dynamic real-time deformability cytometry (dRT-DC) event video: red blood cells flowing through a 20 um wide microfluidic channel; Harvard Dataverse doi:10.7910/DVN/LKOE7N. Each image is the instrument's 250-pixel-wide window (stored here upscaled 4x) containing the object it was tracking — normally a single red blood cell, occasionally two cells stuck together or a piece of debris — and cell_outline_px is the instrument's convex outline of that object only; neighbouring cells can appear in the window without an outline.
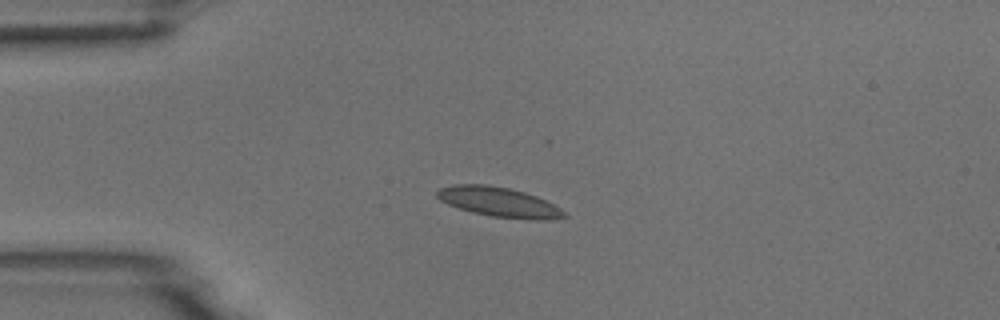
{"species": "common noctule bat (a hibernating species)", "species_latin": "Nyctalus noctula", "temperature_condition": "room temperature", "stored_images_in_passage": 11, "camera_frame_rate_fps": 3000, "um_per_image_px": 0.085, "animal": {"sex": "male", "body_mass_g": 18.8}, "frame": {"image": 1, "passage_image": 4, "time_ms": 1.0, "image_size_px": [1000, 320], "cell_outline_px": [[568, 216], [552, 220], [528, 220], [492, 216], [472, 212], [448, 204], [440, 200], [436, 196], [436, 192], [440, 188], [452, 184], [488, 184], [508, 188], [524, 192], [536, 196], [560, 208]], "centroid_in_image_um": [42.41, 17.18], "position_along_channel_um": 42.6, "area_um2": 22.02}}
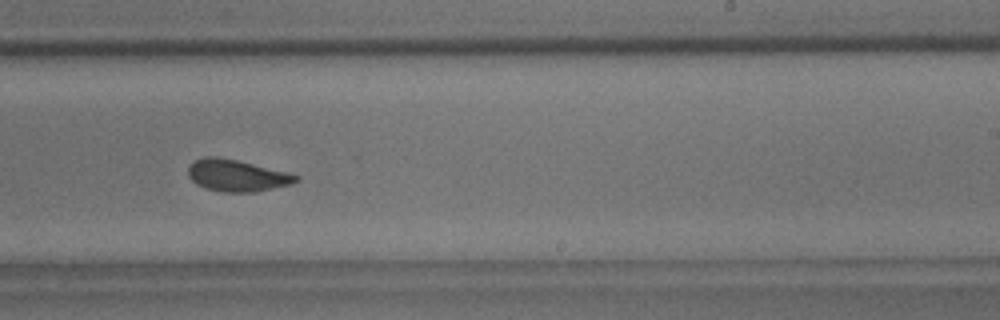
{"frame": {"image": 2, "passage_image": 10, "time_ms": 3.0, "image_size_px": [1000, 320], "cell_outline_px": [[300, 180], [292, 184], [256, 192], [220, 192], [204, 188], [196, 184], [188, 176], [188, 168], [192, 160], [204, 156], [216, 156], [236, 160], [288, 172], [300, 176]], "centroid_in_image_um": [20.12, 14.92], "position_along_channel_um": 268.9, "area_um2": 20.23}}
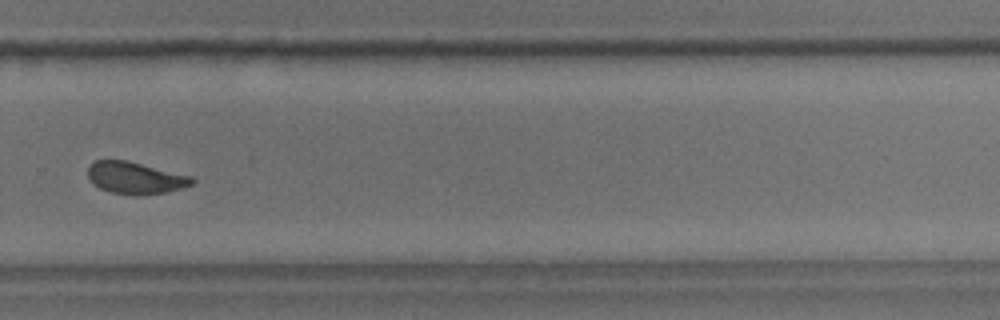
{"frame": {"image": 3, "passage_image": 11, "time_ms": 3.333, "image_size_px": [1000, 320], "cell_outline_px": [[196, 180], [192, 184], [168, 192], [136, 196], [112, 192], [100, 188], [92, 184], [88, 176], [88, 164], [96, 160], [128, 160], [192, 176]], "centroid_in_image_um": [11.49, 15.12], "position_along_channel_um": 318.3, "area_um2": 19.59}}